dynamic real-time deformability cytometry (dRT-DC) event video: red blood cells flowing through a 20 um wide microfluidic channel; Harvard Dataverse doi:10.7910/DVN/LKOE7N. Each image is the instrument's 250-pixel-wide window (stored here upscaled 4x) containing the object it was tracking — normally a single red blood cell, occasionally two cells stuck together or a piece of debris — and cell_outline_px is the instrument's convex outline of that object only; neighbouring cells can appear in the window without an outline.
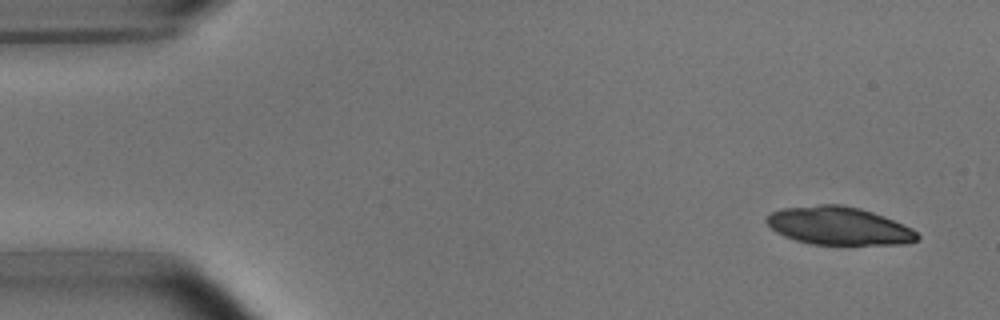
{"species": "common noctule bat (a hibernating species)", "species_latin": "Nyctalus noctula", "temperature_condition": "room temperature", "stored_images_in_passage": 8, "camera_frame_rate_fps": 3000, "um_per_image_px": 0.085, "animal": {"sex": "male", "body_mass_g": 15.6}, "frame": {"image": 1, "passage_image": 1, "time_ms": 0.0, "image_size_px": [1000, 320], "cell_outline_px": [[920, 240], [908, 244], [812, 244], [796, 240], [784, 236], [776, 232], [764, 220], [764, 216], [780, 208], [820, 204], [840, 204], [860, 208], [884, 216], [912, 228], [920, 236]], "centroid_in_image_um": [71.29, 19.19], "position_along_channel_um": 13.7, "area_um2": 33.58}}
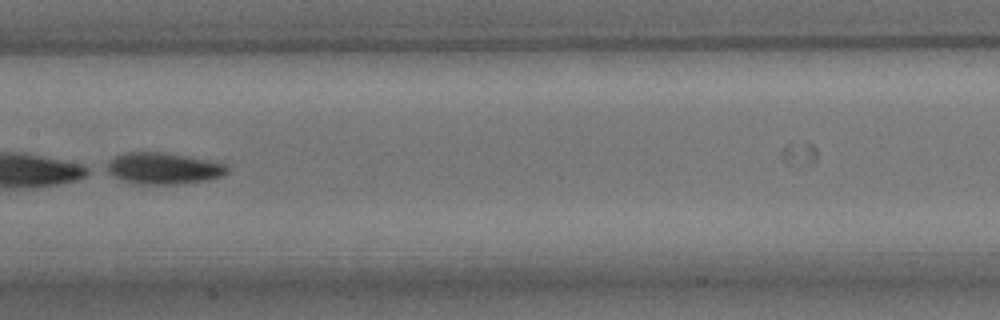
{"frame": {"image": 2, "passage_image": 7, "time_ms": 8.0, "image_size_px": [1000, 320], "cell_outline_px": [[228, 172], [224, 176], [208, 180], [176, 184], [140, 184], [120, 180], [104, 172], [100, 168], [112, 156], [124, 152], [164, 152], [224, 164], [228, 168]], "centroid_in_image_um": [13.73, 14.31], "position_along_channel_um": 193.7, "area_um2": 22.48}}